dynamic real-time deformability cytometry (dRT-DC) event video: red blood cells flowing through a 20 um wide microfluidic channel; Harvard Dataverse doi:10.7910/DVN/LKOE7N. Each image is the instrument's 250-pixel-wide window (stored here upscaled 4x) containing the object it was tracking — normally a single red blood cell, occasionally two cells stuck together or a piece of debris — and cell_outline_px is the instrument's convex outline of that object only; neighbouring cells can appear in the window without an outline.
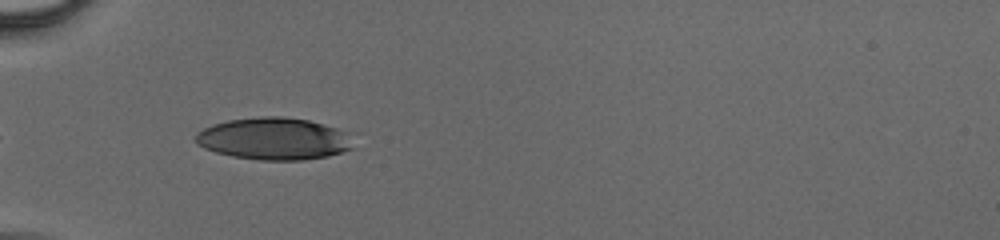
{"species": "human", "species_latin": "Homo sapiens", "temperature_condition": "cold", "stored_images_in_passage": 36, "camera_frame_rate_fps": 3000, "um_per_image_px": 0.085, "donor": {"sex": "male"}, "frame": {"image": 1, "passage_image": 3, "time_ms": 0.667, "image_size_px": [1000, 240], "cell_outline_px": [[356, 148], [328, 156], [304, 160], [260, 160], [232, 156], [216, 152], [204, 148], [196, 144], [196, 132], [212, 124], [228, 120], [260, 116], [284, 116], [308, 120], [336, 128], [344, 132], [348, 136]], "centroid_in_image_um": [23.27, 11.79], "position_along_channel_um": 61.7, "area_um2": 38.78}}
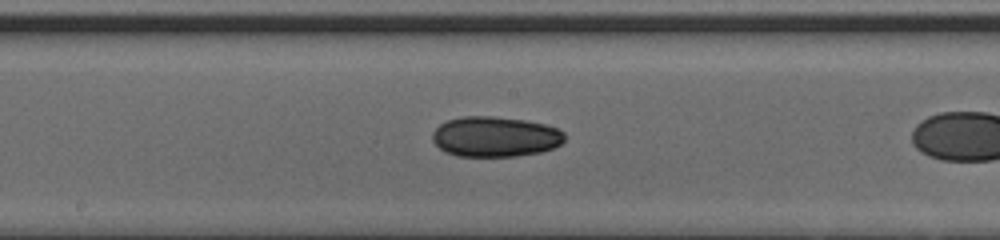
{"frame": {"image": 2, "passage_image": 12, "time_ms": 3.667, "image_size_px": [1000, 240], "cell_outline_px": [[564, 140], [560, 144], [552, 148], [540, 152], [516, 156], [456, 156], [444, 152], [432, 140], [432, 132], [440, 124], [448, 120], [460, 116], [492, 116], [524, 120], [544, 124], [560, 128], [564, 132]], "centroid_in_image_um": [42.08, 11.61], "position_along_channel_um": 206.1, "area_um2": 31.15}}
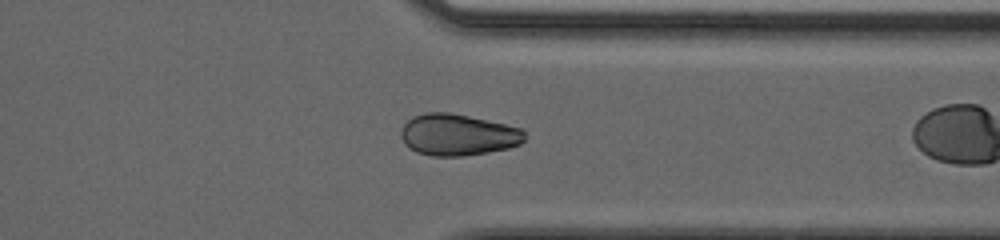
{"frame": {"image": 3, "passage_image": 25, "time_ms": 8.0, "image_size_px": [1000, 240], "cell_outline_px": [[528, 136], [520, 144], [508, 148], [488, 152], [464, 156], [432, 156], [416, 152], [408, 148], [404, 144], [400, 136], [400, 128], [408, 120], [424, 112], [448, 112], [468, 116], [504, 124], [520, 128]], "centroid_in_image_um": [38.89, 11.47], "position_along_channel_um": 372.5, "area_um2": 30.06}}